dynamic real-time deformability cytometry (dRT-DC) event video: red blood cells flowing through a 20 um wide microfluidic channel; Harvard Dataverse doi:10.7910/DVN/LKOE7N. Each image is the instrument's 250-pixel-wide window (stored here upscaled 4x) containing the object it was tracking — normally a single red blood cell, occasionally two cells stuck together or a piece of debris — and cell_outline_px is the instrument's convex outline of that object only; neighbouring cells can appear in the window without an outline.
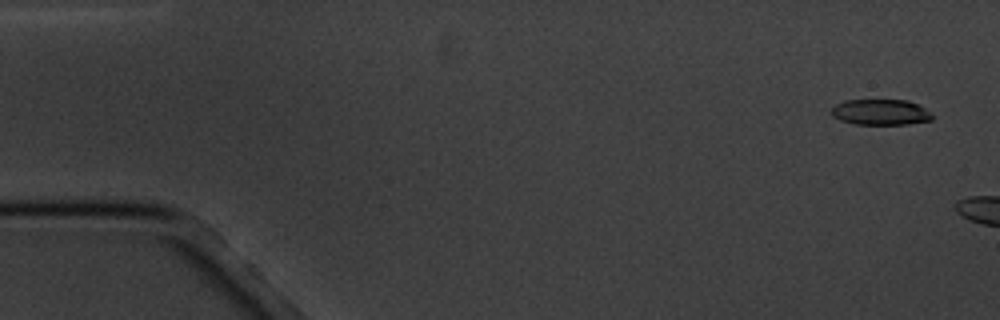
{"species": "common noctule bat (a hibernating species)", "species_latin": "Nyctalus noctula", "temperature_condition": "cold", "stored_images_in_passage": 3, "camera_frame_rate_fps": 3000, "um_per_image_px": 0.085, "animal": {"sex": "male", "body_mass_g": 20.1, "forearm_length_mm": 53.5}, "frame": {"image": 1, "passage_image": 1, "time_ms": 0.0, "image_size_px": [1000, 320], "cell_outline_px": [[932, 120], [908, 124], [856, 124], [840, 120], [832, 116], [832, 108], [836, 104], [844, 100], [908, 100], [932, 112]], "centroid_in_image_um": [74.86, 9.53], "position_along_channel_um": 10.1, "area_um2": 15.09}}